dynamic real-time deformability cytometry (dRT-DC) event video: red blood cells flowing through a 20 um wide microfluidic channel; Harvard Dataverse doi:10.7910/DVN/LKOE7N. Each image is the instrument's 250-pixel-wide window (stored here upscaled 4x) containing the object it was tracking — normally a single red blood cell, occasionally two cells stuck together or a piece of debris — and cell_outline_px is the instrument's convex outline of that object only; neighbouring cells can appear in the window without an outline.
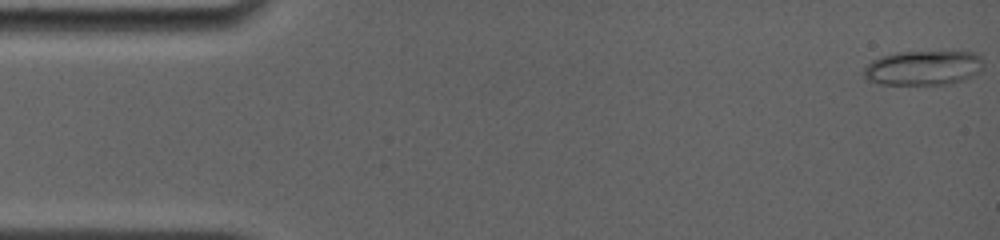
{"species": "common noctule bat (a hibernating species)", "species_latin": "Nyctalus noctula", "temperature_condition": "room temperature", "stored_images_in_passage": 29, "camera_frame_rate_fps": 4000, "um_per_image_px": 0.085, "animal": {"sex": "female", "body_mass_g": 19.0, "forearm_length_mm": 56.7}, "frame": {"image": 1, "passage_image": 1, "time_ms": 0.0, "image_size_px": [1000, 240], "cell_outline_px": [[980, 72], [972, 76], [948, 84], [880, 84], [864, 80], [864, 68], [872, 60], [880, 56], [896, 52], [976, 52], [980, 56]], "centroid_in_image_um": [78.41, 5.77], "position_along_channel_um": 6.6, "area_um2": 23.99}}
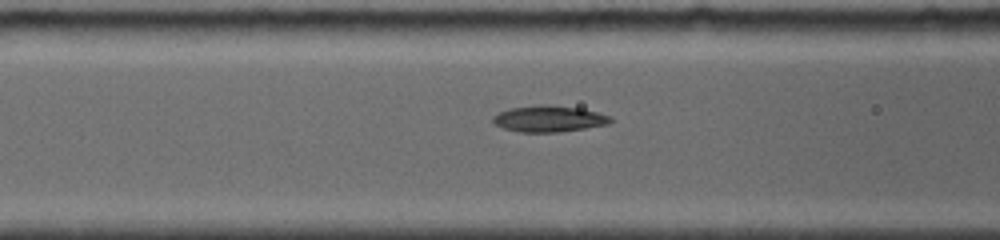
{"frame": {"image": 2, "passage_image": 21, "time_ms": 6.25, "image_size_px": [1000, 240], "cell_outline_px": [[612, 120], [608, 124], [560, 132], [520, 132], [504, 128], [496, 124], [492, 120], [492, 116], [500, 112], [512, 108], [540, 104], [580, 108], [596, 112], [608, 116]], "centroid_in_image_um": [46.63, 10.1], "position_along_channel_um": 120.0, "area_um2": 17.69}}
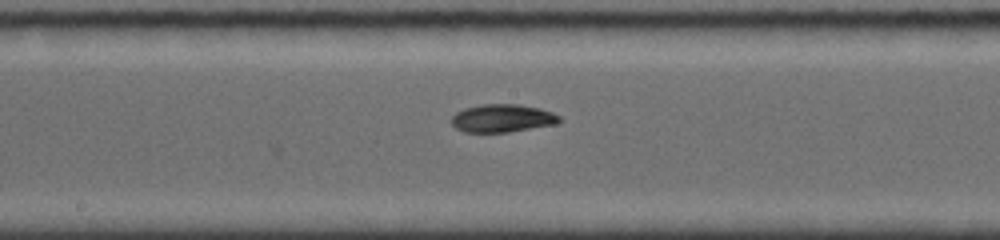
{"frame": {"image": 3, "passage_image": 29, "time_ms": 8.5, "image_size_px": [1000, 240], "cell_outline_px": [[560, 120], [556, 124], [508, 132], [464, 132], [456, 128], [452, 124], [452, 116], [456, 112], [464, 108], [484, 104], [520, 104], [540, 108], [552, 112], [560, 116]], "centroid_in_image_um": [42.7, 10.04], "position_along_channel_um": 205.5, "area_um2": 17.57}}